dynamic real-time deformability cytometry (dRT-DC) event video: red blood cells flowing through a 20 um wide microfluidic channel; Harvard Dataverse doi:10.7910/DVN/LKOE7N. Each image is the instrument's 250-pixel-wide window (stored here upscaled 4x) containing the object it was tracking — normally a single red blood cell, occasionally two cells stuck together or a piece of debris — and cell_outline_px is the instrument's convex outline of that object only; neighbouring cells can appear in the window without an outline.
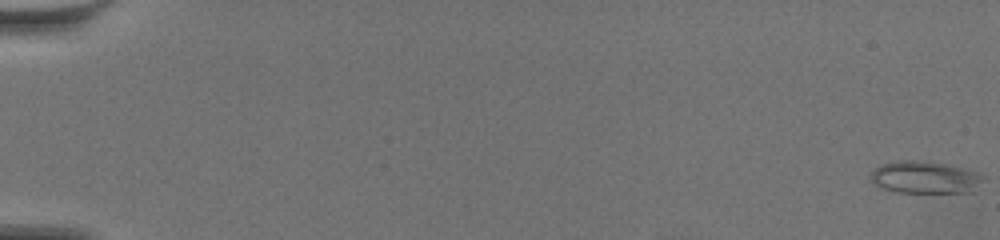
{"species": "common noctule bat (a hibernating species)", "species_latin": "Nyctalus noctula", "temperature_condition": "warm", "stored_images_in_passage": 62, "camera_frame_rate_fps": 3000, "um_per_image_px": 0.085, "animal": {"sex": "female", "body_mass_g": 19.5, "forearm_length_mm": 54.1}, "frame": {"image": 1, "passage_image": 1, "time_ms": 0.0, "image_size_px": [1000, 240], "cell_outline_px": [[984, 176], [976, 192], [896, 192], [884, 188], [876, 184], [872, 180], [872, 172], [880, 164], [896, 160], [912, 160], [944, 164], [972, 172]], "centroid_in_image_um": [78.6, 15.08], "position_along_channel_um": 6.4, "area_um2": 20.63}}
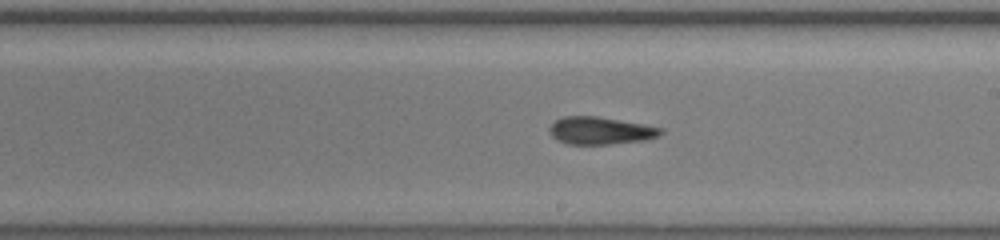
{"frame": {"image": 2, "passage_image": 38, "time_ms": 12.333, "image_size_px": [1000, 240], "cell_outline_px": [[664, 132], [656, 136], [644, 140], [608, 144], [568, 144], [556, 140], [552, 136], [548, 128], [556, 120], [564, 116], [596, 116], [664, 128]], "centroid_in_image_um": [51.0, 11.1], "position_along_channel_um": 238.0, "area_um2": 17.63}}
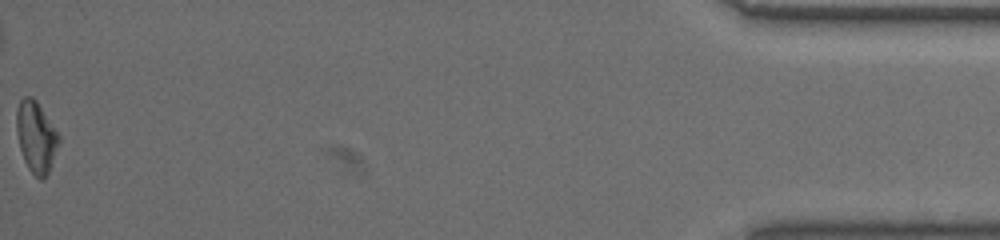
{"frame": {"image": 3, "passage_image": 62, "time_ms": 20.333, "image_size_px": [1000, 240], "cell_outline_px": [[60, 144], [48, 172], [44, 180], [40, 180], [28, 168], [24, 160], [20, 148], [16, 132], [16, 108], [20, 100], [24, 96], [32, 96], [36, 100], [60, 136]], "centroid_in_image_um": [3.06, 11.63], "position_along_channel_um": 432.1, "area_um2": 17.63}, "authors_computed_cell_mechanics": {"area_um2": 18.0047, "velocity_mm_per_s": 3.5372, "shape_relaxation_time_tau1_ms": null, "shape_relaxation_time_tau2_ms": 7.2498, "deformation_change_tau1": null, "deformation_change_tau2": 0.1233}}